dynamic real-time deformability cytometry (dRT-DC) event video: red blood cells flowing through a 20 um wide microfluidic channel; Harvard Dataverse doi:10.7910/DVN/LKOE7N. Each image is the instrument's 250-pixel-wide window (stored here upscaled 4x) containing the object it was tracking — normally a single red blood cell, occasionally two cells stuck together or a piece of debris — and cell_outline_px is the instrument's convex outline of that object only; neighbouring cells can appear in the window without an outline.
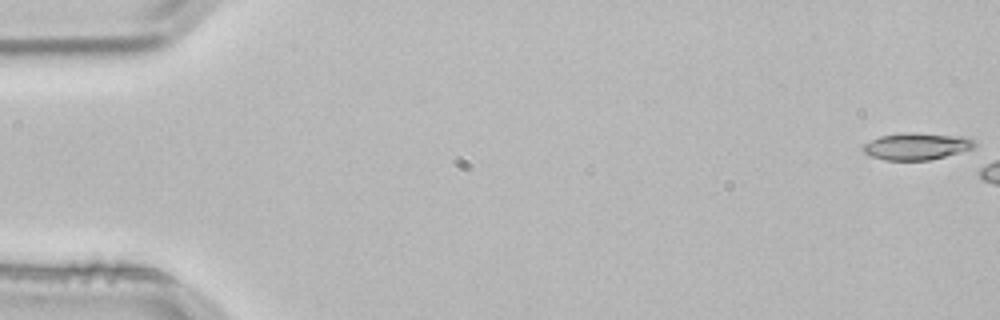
{"species": "common noctule bat (a hibernating species)", "species_latin": "Nyctalus noctula", "temperature_condition": "room temperature", "stored_images_in_passage": 3, "camera_frame_rate_fps": 3000, "um_per_image_px": 0.085, "animal": {"sex": "male", "body_mass_g": 21.5, "forearm_length_mm": 52.0}, "frame": {"image": 1, "passage_image": 1, "time_ms": 0.0, "image_size_px": [1000, 320], "cell_outline_px": [[976, 144], [972, 148], [944, 156], [928, 160], [884, 160], [872, 156], [864, 152], [860, 148], [864, 144], [880, 136], [968, 136]], "centroid_in_image_um": [77.88, 12.5], "position_along_channel_um": 7.1, "area_um2": 16.07}}